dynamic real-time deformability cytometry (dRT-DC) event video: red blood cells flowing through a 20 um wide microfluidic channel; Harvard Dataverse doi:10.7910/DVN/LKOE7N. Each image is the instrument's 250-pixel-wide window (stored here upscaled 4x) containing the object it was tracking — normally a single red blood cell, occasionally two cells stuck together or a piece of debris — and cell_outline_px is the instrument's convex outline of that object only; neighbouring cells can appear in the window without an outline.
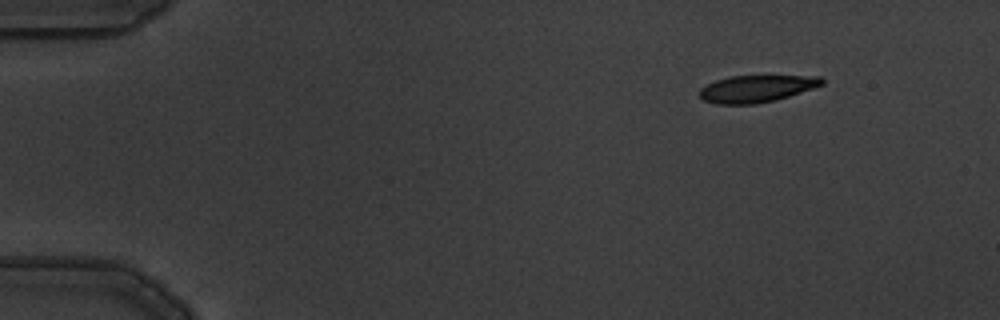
{"species": "common noctule bat (a hibernating species)", "species_latin": "Nyctalus noctula", "temperature_condition": "warm", "stored_images_in_passage": 3, "camera_frame_rate_fps": 3000, "um_per_image_px": 0.085, "animal": {"sex": "male", "body_mass_g": 19.5, "forearm_length_mm": 54.6}, "frame": {"image": 1, "passage_image": 1, "time_ms": 0.0, "image_size_px": [1000, 320], "cell_outline_px": [[824, 84], [776, 100], [756, 104], [716, 104], [704, 100], [700, 96], [700, 88], [716, 80], [728, 76], [820, 76], [824, 80]], "centroid_in_image_um": [64.29, 7.54], "position_along_channel_um": 20.7, "area_um2": 19.13}}